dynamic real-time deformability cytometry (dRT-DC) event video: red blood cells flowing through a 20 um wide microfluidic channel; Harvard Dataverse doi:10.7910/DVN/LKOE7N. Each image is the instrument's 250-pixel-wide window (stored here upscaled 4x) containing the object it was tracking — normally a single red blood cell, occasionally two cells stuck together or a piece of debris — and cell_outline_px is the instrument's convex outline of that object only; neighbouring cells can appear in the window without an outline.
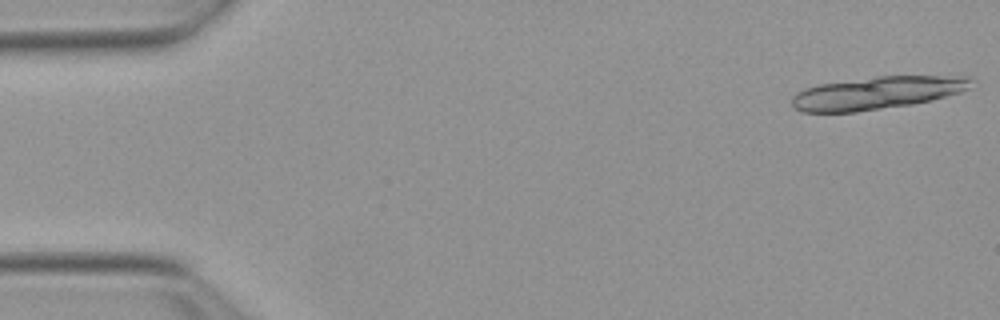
{"species": "Egyptian fruit bat (a non-hibernating species)", "species_latin": "Rousettus aegyptiacus", "temperature_condition": "warm", "stored_images_in_passage": 23, "segment_of_instrument_passage": [1, 2], "camera_frame_rate_fps": 3000, "um_per_image_px": 0.085, "animal": {"sex": "female"}, "frame": {"image": 1, "passage_image": 1, "time_ms": 0.0, "image_size_px": [1000, 320], "cell_outline_px": [[976, 80], [968, 88], [960, 92], [932, 100], [912, 104], [856, 112], [804, 112], [792, 108], [792, 96], [796, 92], [804, 88], [820, 84], [876, 76], [972, 76]], "centroid_in_image_um": [74.55, 7.89], "position_along_channel_um": 10.4, "area_um2": 34.33}}